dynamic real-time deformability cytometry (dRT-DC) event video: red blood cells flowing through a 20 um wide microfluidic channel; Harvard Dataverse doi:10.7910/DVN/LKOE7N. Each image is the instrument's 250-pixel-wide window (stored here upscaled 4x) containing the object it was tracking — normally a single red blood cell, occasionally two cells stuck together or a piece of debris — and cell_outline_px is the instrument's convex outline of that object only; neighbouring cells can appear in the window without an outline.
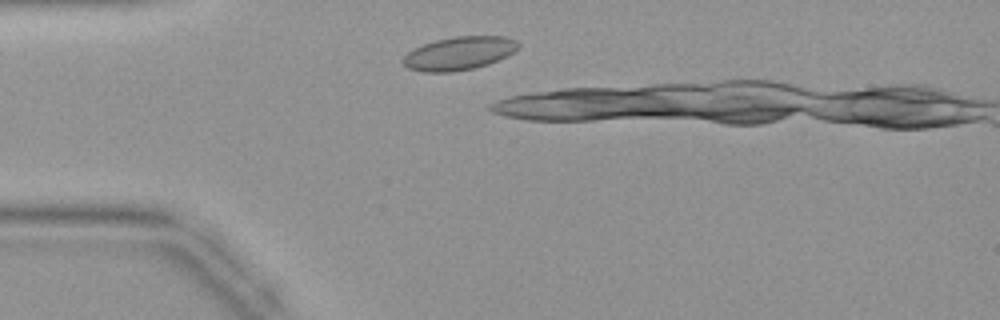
{"species": "common noctule bat (a hibernating species)", "species_latin": "Nyctalus noctula", "temperature_condition": "warm", "stored_images_in_passage": 6, "camera_frame_rate_fps": 3000, "um_per_image_px": 0.085, "animal": {"sex": "female", "body_mass_g": 19.9}, "frame": {"image": 1, "passage_image": 1, "time_ms": 0.0, "image_size_px": [1000, 320], "cell_outline_px": [[520, 44], [508, 56], [488, 64], [476, 68], [452, 72], [424, 72], [408, 68], [400, 60], [408, 52], [424, 44], [436, 40], [456, 36], [504, 36], [516, 40]], "centroid_in_image_um": [39.02, 4.54], "position_along_channel_um": 46.0, "area_um2": 22.31}}
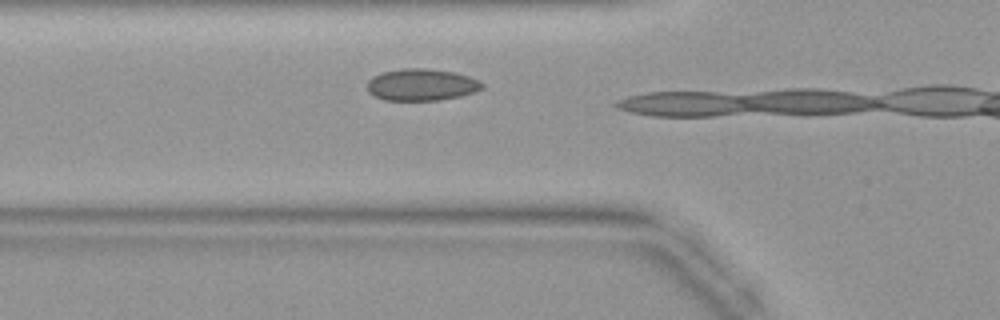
{"frame": {"image": 2, "passage_image": 5, "time_ms": 1.333, "image_size_px": [1000, 320], "cell_outline_px": [[484, 88], [476, 92], [460, 96], [440, 100], [384, 100], [368, 92], [368, 80], [372, 76], [380, 72], [404, 68], [424, 68], [452, 72], [468, 76], [480, 80], [484, 84]], "centroid_in_image_um": [35.84, 7.2], "position_along_channel_um": 90.0, "area_um2": 21.44}}